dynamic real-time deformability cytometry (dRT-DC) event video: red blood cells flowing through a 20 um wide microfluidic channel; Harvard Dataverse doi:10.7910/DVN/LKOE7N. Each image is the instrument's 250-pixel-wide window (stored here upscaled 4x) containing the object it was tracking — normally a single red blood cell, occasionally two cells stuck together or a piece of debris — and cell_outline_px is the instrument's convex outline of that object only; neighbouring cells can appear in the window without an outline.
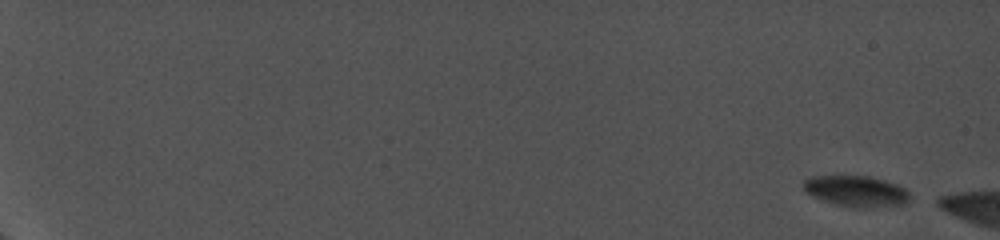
{"species": "common noctule bat (a hibernating species)", "species_latin": "Nyctalus noctula", "temperature_condition": "cold", "stored_images_in_passage": 41, "camera_frame_rate_fps": 5000, "um_per_image_px": 0.085, "animal": {"sex": "female", "body_mass_g": 19.0, "forearm_length_mm": 56.7}, "frame": {"image": 1, "passage_image": 1, "time_ms": 0.0, "image_size_px": [1000, 240], "cell_outline_px": [[908, 204], [864, 208], [856, 208], [836, 204], [812, 196], [804, 192], [804, 180], [812, 176], [868, 176], [884, 180], [896, 184], [904, 188], [908, 192]], "centroid_in_image_um": [72.77, 16.25], "position_along_channel_um": 12.2, "area_um2": 19.07}}
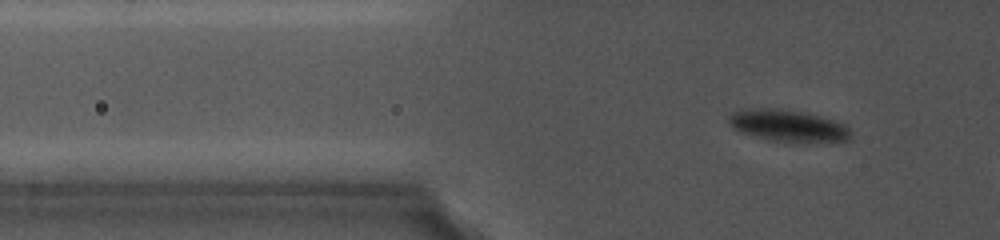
{"frame": {"image": 2, "passage_image": 32, "time_ms": 7.2, "image_size_px": [1000, 240], "cell_outline_px": [[852, 132], [848, 140], [840, 144], [768, 140], [732, 128], [728, 120], [728, 116], [732, 112], [748, 108], [780, 108], [804, 112], [820, 116], [844, 124]], "centroid_in_image_um": [67.05, 10.7], "position_along_channel_um": 58.8, "area_um2": 23.0}}